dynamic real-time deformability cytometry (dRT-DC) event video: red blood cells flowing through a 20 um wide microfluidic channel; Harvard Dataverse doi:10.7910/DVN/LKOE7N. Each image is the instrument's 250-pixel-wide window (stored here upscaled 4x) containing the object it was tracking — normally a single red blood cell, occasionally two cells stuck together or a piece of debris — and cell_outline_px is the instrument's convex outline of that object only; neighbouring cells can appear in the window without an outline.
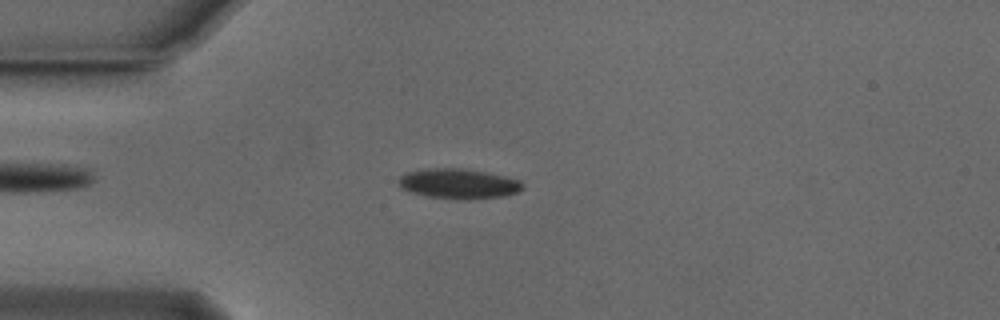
{"species": "Egyptian fruit bat (a non-hibernating species)", "species_latin": "Rousettus aegyptiacus", "temperature_condition": "cold", "stored_images_in_passage": 23, "camera_frame_rate_fps": 3000, "um_per_image_px": 0.085, "animal": {"sex": "male"}, "frame": {"image": 1, "passage_image": 11, "time_ms": 3.333, "image_size_px": [1000, 320], "cell_outline_px": [[524, 188], [516, 192], [504, 196], [468, 200], [460, 200], [428, 196], [412, 192], [400, 188], [400, 176], [408, 172], [428, 168], [464, 168], [488, 172], [520, 180], [524, 184]], "centroid_in_image_um": [39.02, 15.61], "position_along_channel_um": 46.0, "area_um2": 21.79}}
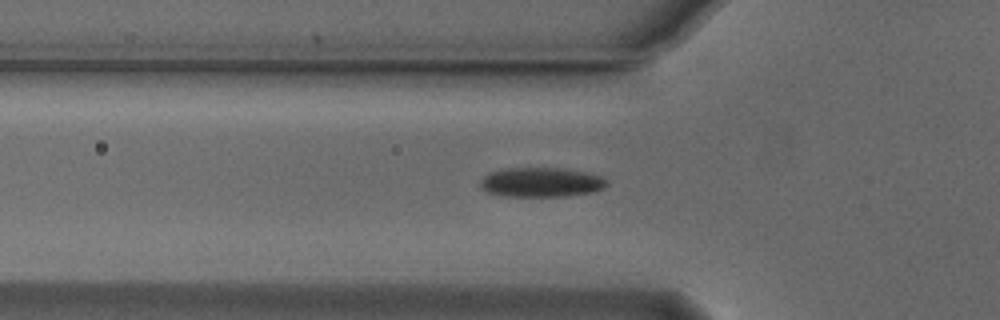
{"frame": {"image": 2, "passage_image": 15, "time_ms": 4.667, "image_size_px": [1000, 320], "cell_outline_px": [[608, 184], [604, 188], [596, 192], [568, 196], [500, 196], [484, 192], [480, 188], [480, 180], [488, 172], [504, 168], [564, 168], [604, 176], [608, 180]], "centroid_in_image_um": [46.0, 15.5], "position_along_channel_um": 79.8, "area_um2": 22.31}}
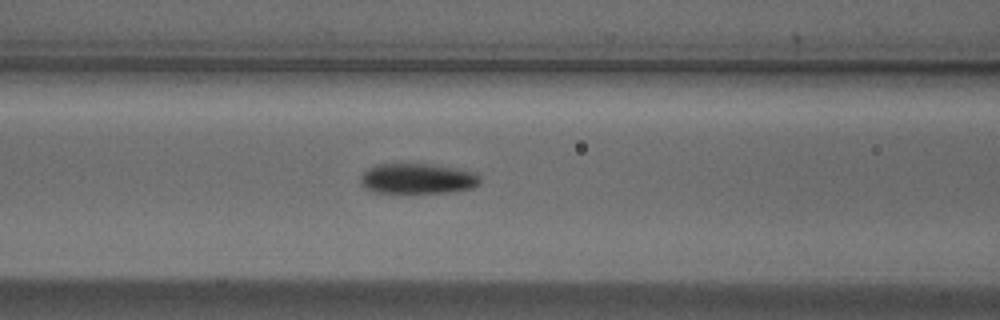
{"frame": {"image": 3, "passage_image": 19, "time_ms": 6.0, "image_size_px": [1000, 320], "cell_outline_px": [[480, 184], [476, 188], [456, 192], [416, 196], [392, 196], [368, 192], [360, 184], [360, 176], [368, 168], [376, 164], [396, 160], [412, 160], [460, 168], [476, 172], [480, 176]], "centroid_in_image_um": [35.44, 15.2], "position_along_channel_um": 131.2, "area_um2": 24.39}}